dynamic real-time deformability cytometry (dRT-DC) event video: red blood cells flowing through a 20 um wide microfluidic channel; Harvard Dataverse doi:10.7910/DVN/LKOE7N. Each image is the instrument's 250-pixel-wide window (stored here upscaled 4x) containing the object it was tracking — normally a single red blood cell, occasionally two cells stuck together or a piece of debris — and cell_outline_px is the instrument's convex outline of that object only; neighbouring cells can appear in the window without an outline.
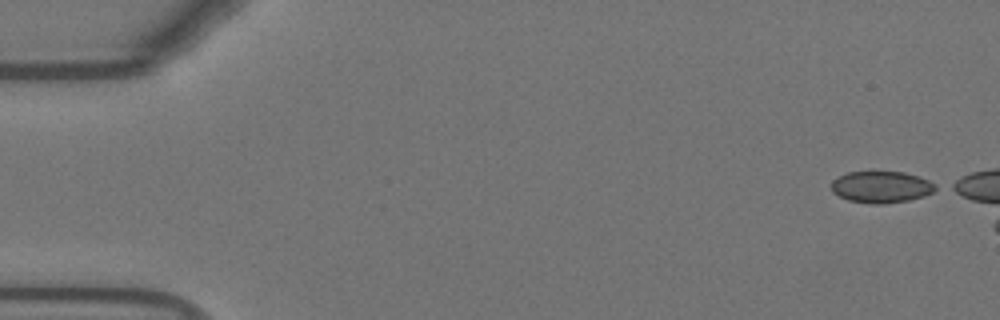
{"species": "Egyptian fruit bat (a non-hibernating species)", "species_latin": "Rousettus aegyptiacus", "temperature_condition": "warm", "stored_images_in_passage": 11, "camera_frame_rate_fps": 3000, "um_per_image_px": 0.085, "animal": {"sex": "female"}, "frame": {"image": 1, "passage_image": 1, "time_ms": 0.0, "image_size_px": [1000, 320], "cell_outline_px": [[940, 188], [924, 196], [908, 200], [884, 204], [872, 204], [848, 200], [832, 192], [832, 180], [848, 172], [904, 172], [920, 176], [936, 184]], "centroid_in_image_um": [74.95, 15.89], "position_along_channel_um": 10.1, "area_um2": 19.25}}